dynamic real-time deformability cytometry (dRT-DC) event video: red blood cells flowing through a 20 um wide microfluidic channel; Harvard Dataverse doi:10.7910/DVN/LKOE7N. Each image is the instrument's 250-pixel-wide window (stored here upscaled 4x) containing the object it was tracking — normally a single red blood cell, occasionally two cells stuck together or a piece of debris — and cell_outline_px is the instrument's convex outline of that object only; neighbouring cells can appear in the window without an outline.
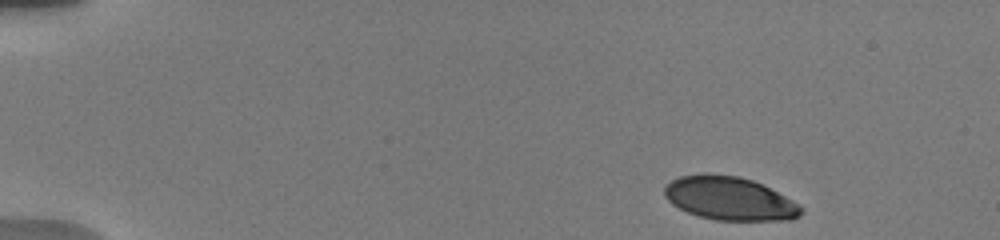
{"species": "human", "species_latin": "Homo sapiens", "temperature_condition": "warm", "stored_images_in_passage": 11, "camera_frame_rate_fps": 3000, "um_per_image_px": 0.085, "donor": {"sex": "male"}, "frame": {"image": 1, "passage_image": 1, "time_ms": 0.0, "image_size_px": [1000, 240], "cell_outline_px": [[804, 212], [800, 216], [792, 220], [716, 220], [700, 216], [688, 212], [672, 204], [664, 196], [664, 188], [672, 180], [680, 176], [704, 172], [740, 176], [764, 184], [792, 200], [804, 208]], "centroid_in_image_um": [62.04, 16.85], "position_along_channel_um": 23.0, "area_um2": 34.85}}
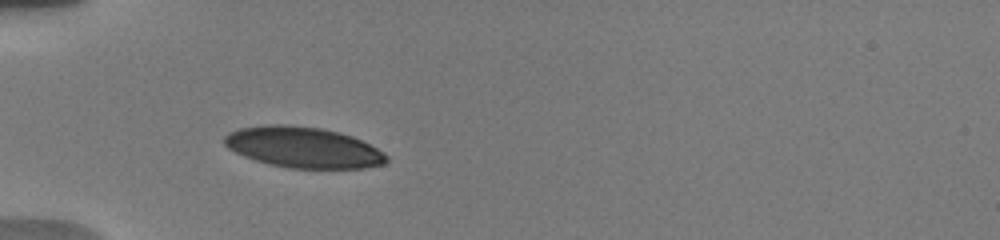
{"frame": {"image": 2, "passage_image": 8, "time_ms": 3.667, "image_size_px": [1000, 240], "cell_outline_px": [[388, 160], [384, 164], [364, 168], [288, 168], [268, 164], [244, 156], [228, 148], [224, 144], [224, 136], [228, 132], [240, 128], [264, 124], [288, 124], [320, 128], [340, 132], [352, 136], [384, 152], [388, 156]], "centroid_in_image_um": [25.76, 12.52], "position_along_channel_um": 59.2, "area_um2": 38.67}}
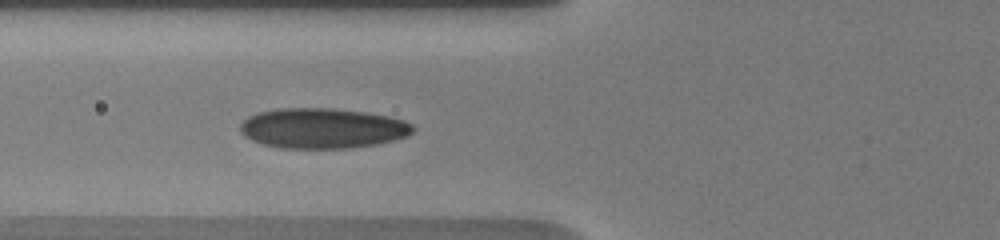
{"frame": {"image": 3, "passage_image": 11, "time_ms": 5.0, "image_size_px": [1000, 240], "cell_outline_px": [[416, 128], [408, 136], [376, 144], [348, 148], [280, 148], [264, 144], [252, 140], [244, 136], [240, 132], [240, 124], [248, 116], [256, 112], [280, 108], [332, 108], [364, 112], [388, 116], [404, 120], [412, 124]], "centroid_in_image_um": [27.4, 10.89], "position_along_channel_um": 98.4, "area_um2": 40.58}}